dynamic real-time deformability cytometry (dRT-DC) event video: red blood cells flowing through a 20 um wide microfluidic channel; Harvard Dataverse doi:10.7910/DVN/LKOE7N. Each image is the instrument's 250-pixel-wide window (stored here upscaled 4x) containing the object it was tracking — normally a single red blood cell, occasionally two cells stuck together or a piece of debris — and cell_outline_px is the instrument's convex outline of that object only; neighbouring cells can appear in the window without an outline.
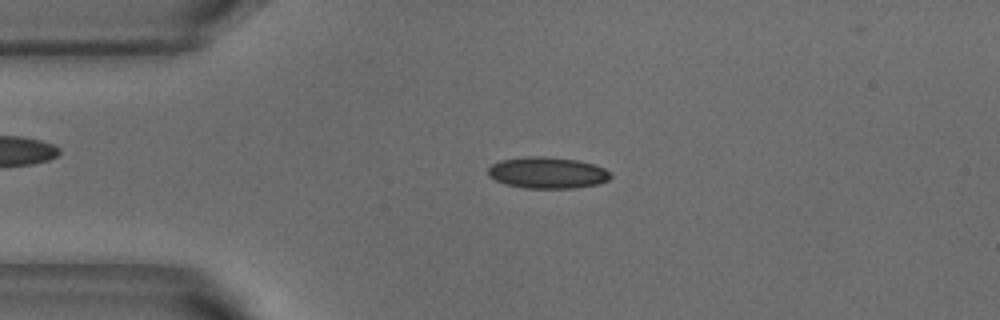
{"species": "common noctule bat (a hibernating species)", "species_latin": "Nyctalus noctula", "temperature_condition": "warm", "stored_images_in_passage": 52, "camera_frame_rate_fps": 3000, "um_per_image_px": 0.085, "animal": {"sex": "male", "body_mass_g": 18.8}, "frame": {"image": 1, "passage_image": 11, "time_ms": 3.333, "image_size_px": [1000, 320], "cell_outline_px": [[612, 176], [608, 180], [596, 184], [576, 188], [524, 188], [504, 184], [488, 176], [488, 168], [492, 164], [500, 160], [524, 156], [544, 156], [576, 160], [592, 164], [604, 168]], "centroid_in_image_um": [46.48, 14.68], "position_along_channel_um": 38.5, "area_um2": 22.43}}
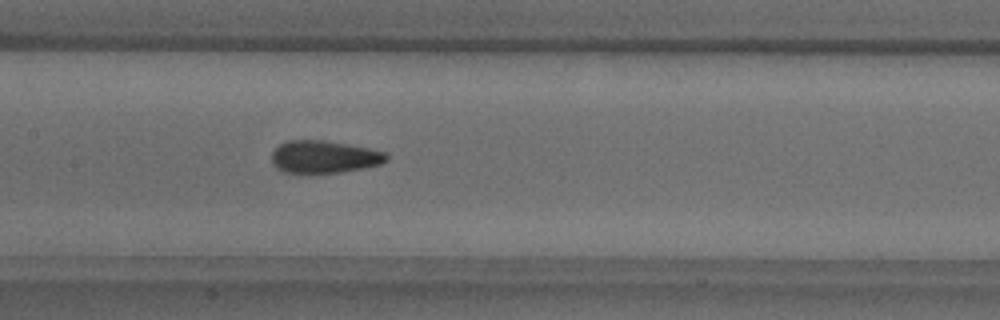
{"frame": {"image": 2, "passage_image": 24, "time_ms": 7.667, "image_size_px": [1000, 320], "cell_outline_px": [[388, 160], [380, 164], [364, 168], [340, 172], [284, 172], [276, 168], [272, 160], [272, 152], [280, 144], [288, 140], [324, 140], [368, 148], [384, 152], [388, 156]], "centroid_in_image_um": [27.55, 13.32], "position_along_channel_um": 179.9, "area_um2": 21.44}}
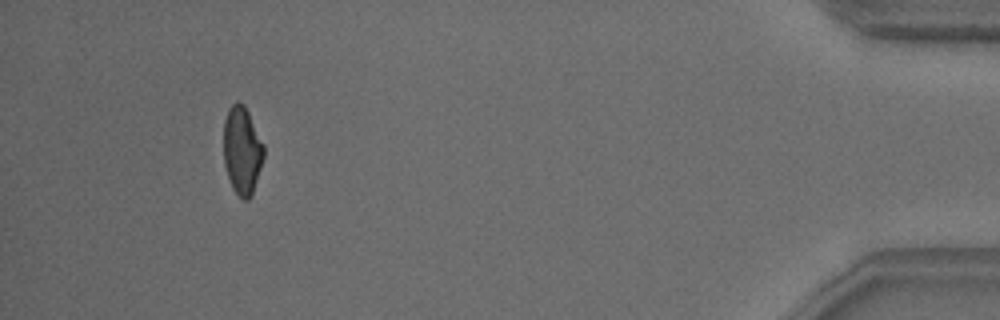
{"frame": {"image": 3, "passage_image": 48, "time_ms": 15.667, "image_size_px": [1000, 320], "cell_outline_px": [[264, 156], [252, 196], [248, 200], [244, 200], [232, 188], [224, 164], [224, 120], [228, 108], [236, 100], [244, 104], [264, 144]], "centroid_in_image_um": [20.58, 12.77], "position_along_channel_um": 414.6, "area_um2": 20.63}, "authors_computed_cell_mechanics": {"area_um2": 21.4438, "velocity_mm_per_s": 3.8051, "shape_relaxation_time_tau1_ms": 4.3481, "shape_relaxation_time_tau2_ms": 1.2998, "deformation_change_tau1": 0.1341, "deformation_change_tau2": 0.0769}}